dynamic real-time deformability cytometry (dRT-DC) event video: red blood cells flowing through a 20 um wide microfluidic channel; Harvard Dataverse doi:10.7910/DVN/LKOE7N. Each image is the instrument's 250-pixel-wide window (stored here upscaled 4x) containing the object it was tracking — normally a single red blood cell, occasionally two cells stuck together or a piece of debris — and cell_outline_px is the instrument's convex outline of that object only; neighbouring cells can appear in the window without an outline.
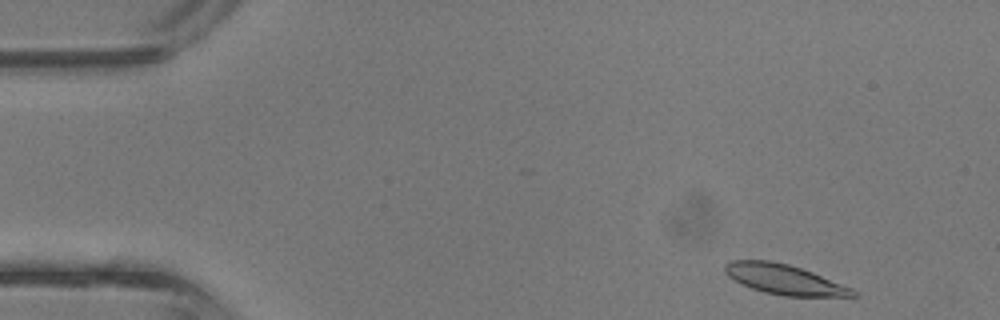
{"species": "common noctule bat (a hibernating species)", "species_latin": "Nyctalus noctula", "temperature_condition": "room temperature", "stored_images_in_passage": 3, "camera_frame_rate_fps": 3000, "um_per_image_px": 0.085, "animal": {"sex": "male", "body_mass_g": 13.3}, "frame": {"image": 1, "passage_image": 1, "time_ms": 0.0, "image_size_px": [1000, 320], "cell_outline_px": [[860, 296], [784, 296], [764, 292], [752, 288], [728, 276], [724, 272], [724, 264], [732, 260], [772, 260], [788, 264], [812, 272], [852, 288]], "centroid_in_image_um": [66.66, 23.74], "position_along_channel_um": 18.3, "area_um2": 22.14}}